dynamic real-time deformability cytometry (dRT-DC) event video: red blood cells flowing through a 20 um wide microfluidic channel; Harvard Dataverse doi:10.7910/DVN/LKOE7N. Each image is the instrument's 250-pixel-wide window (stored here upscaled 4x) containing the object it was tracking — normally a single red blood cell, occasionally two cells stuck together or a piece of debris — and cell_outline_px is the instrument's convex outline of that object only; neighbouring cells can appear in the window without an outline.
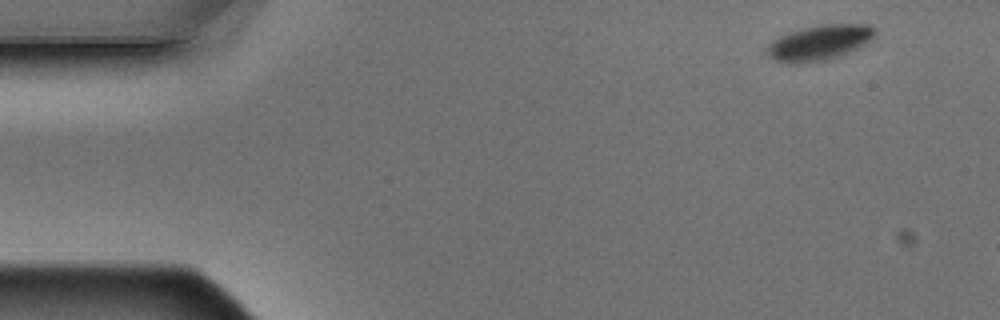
{"species": "Egyptian fruit bat (a non-hibernating species)", "species_latin": "Rousettus aegyptiacus", "temperature_condition": "warm", "stored_images_in_passage": 3, "camera_frame_rate_fps": 3000, "um_per_image_px": 0.085, "animal": {"sex": "male"}, "frame": {"image": 1, "passage_image": 1, "time_ms": 0.0, "image_size_px": [1000, 320], "cell_outline_px": [[876, 32], [864, 44], [840, 56], [824, 60], [800, 64], [776, 60], [768, 56], [768, 44], [772, 40], [780, 36], [804, 28], [824, 24], [868, 24], [876, 28]], "centroid_in_image_um": [69.65, 3.62], "position_along_channel_um": 15.3, "area_um2": 21.68}}